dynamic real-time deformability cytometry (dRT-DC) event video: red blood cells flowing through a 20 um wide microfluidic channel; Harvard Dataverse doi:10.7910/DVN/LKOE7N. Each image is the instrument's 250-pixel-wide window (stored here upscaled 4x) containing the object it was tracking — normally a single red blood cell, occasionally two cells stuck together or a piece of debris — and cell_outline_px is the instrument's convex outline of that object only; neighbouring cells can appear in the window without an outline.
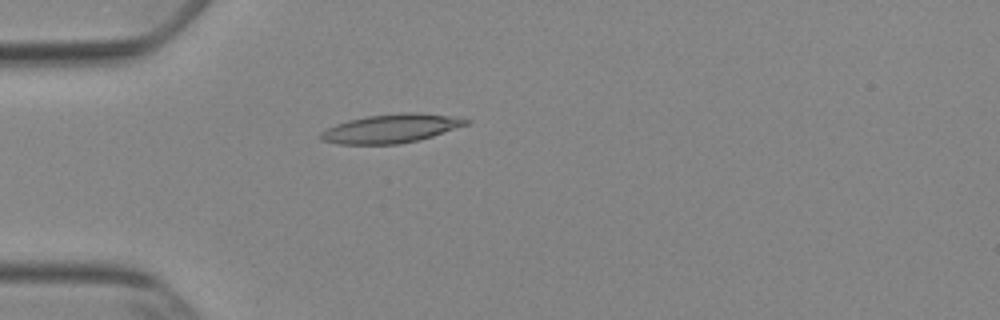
{"species": "Egyptian fruit bat (a non-hibernating species)", "species_latin": "Rousettus aegyptiacus", "temperature_condition": "cold", "stored_images_in_passage": 52, "camera_frame_rate_fps": 3000, "um_per_image_px": 0.085, "animal": {"sex": "female"}, "frame": {"image": 1, "passage_image": 15, "time_ms": 4.667, "image_size_px": [1000, 320], "cell_outline_px": [[472, 120], [468, 124], [420, 140], [396, 144], [340, 144], [320, 140], [316, 136], [320, 132], [336, 124], [348, 120], [368, 116], [404, 112], [416, 112], [448, 116]], "centroid_in_image_um": [33.19, 10.93], "position_along_channel_um": 51.8, "area_um2": 24.22}}
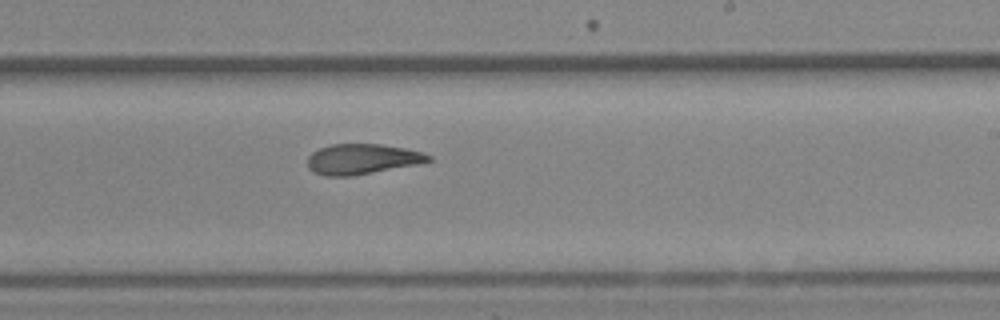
{"frame": {"image": 2, "passage_image": 32, "time_ms": 10.333, "image_size_px": [1000, 320], "cell_outline_px": [[432, 160], [416, 164], [352, 176], [324, 176], [308, 168], [308, 156], [312, 152], [320, 148], [332, 144], [380, 144], [404, 148], [420, 152], [432, 156]], "centroid_in_image_um": [30.75, 13.52], "position_along_channel_um": 258.2, "area_um2": 21.1}}
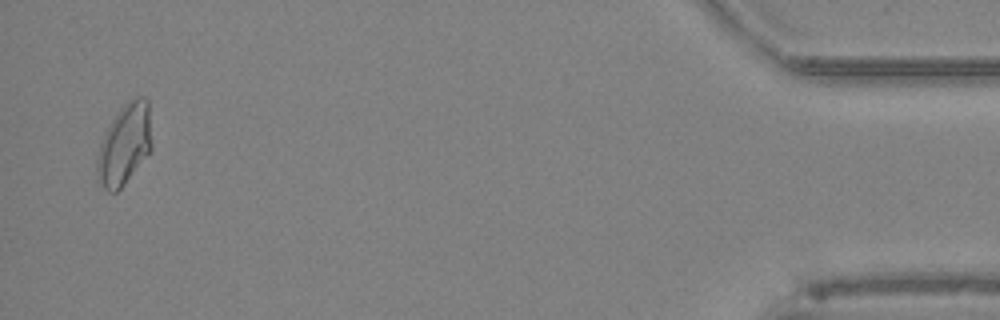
{"frame": {"image": 3, "passage_image": 51, "time_ms": 16.667, "image_size_px": [1000, 320], "cell_outline_px": [[152, 148], [124, 184], [116, 192], [108, 192], [96, 180], [96, 160], [100, 144], [112, 120], [120, 108], [128, 100], [136, 96], [144, 96], [148, 100], [152, 144]], "centroid_in_image_um": [10.57, 12.27], "position_along_channel_um": 424.6, "area_um2": 25.66}, "authors_computed_cell_mechanics": {"area_um2": 22.8599, "velocity_mm_per_s": 3.8787, "shape_relaxation_time_tau1_ms": 8.9949, "shape_relaxation_time_tau2_ms": 3.3544, "deformation_change_tau1": 0.2464, "deformation_change_tau2": 0.1119}}